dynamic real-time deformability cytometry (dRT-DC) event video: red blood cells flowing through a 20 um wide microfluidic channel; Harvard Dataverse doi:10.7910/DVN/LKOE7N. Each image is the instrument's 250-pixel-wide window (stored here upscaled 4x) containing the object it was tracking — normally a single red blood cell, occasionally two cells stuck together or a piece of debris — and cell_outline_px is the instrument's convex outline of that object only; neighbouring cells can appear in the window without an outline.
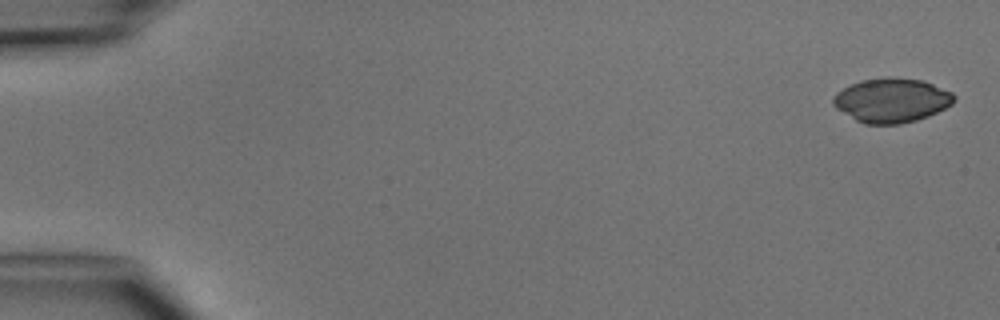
{"species": "common noctule bat (a hibernating species)", "species_latin": "Nyctalus noctula", "temperature_condition": "cold", "stored_images_in_passage": 4, "camera_frame_rate_fps": 3000, "um_per_image_px": 0.085, "animal": {"sex": "male", "body_mass_g": 15.6}, "frame": {"image": 1, "passage_image": 1, "time_ms": 0.0, "image_size_px": [1000, 320], "cell_outline_px": [[956, 100], [952, 104], [928, 116], [916, 120], [900, 124], [864, 124], [856, 120], [836, 108], [832, 104], [832, 100], [836, 92], [860, 80], [888, 76], [924, 80], [952, 92], [956, 96]], "centroid_in_image_um": [75.8, 8.51], "position_along_channel_um": 9.2, "area_um2": 31.33}}